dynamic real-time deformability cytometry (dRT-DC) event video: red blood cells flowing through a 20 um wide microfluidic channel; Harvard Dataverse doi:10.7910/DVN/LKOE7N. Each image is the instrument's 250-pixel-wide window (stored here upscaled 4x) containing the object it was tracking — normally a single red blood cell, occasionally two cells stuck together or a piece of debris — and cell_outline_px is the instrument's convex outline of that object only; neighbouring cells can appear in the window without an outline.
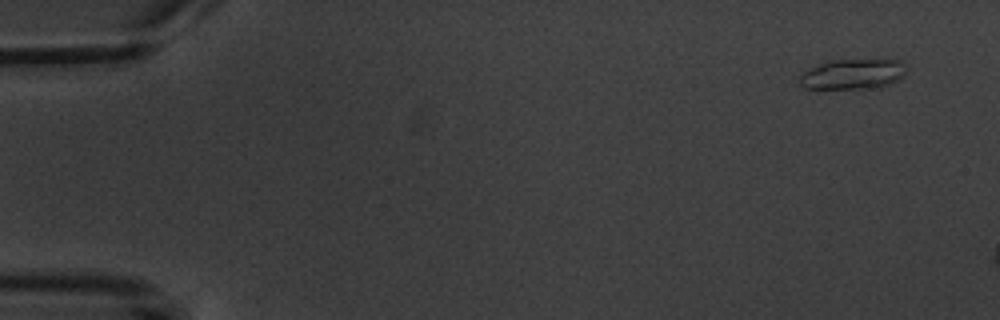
{"species": "common noctule bat (a hibernating species)", "species_latin": "Nyctalus noctula", "temperature_condition": "warm", "stored_images_in_passage": 6, "camera_frame_rate_fps": 3000, "um_per_image_px": 0.085, "animal": {"sex": "male", "body_mass_g": 20.1, "forearm_length_mm": 53.5}, "frame": {"image": 1, "passage_image": 1, "time_ms": 0.0, "image_size_px": [1000, 320], "cell_outline_px": [[908, 68], [904, 76], [880, 88], [804, 88], [800, 84], [800, 76], [804, 72], [828, 60], [900, 60], [908, 64]], "centroid_in_image_um": [72.56, 6.29], "position_along_channel_um": 12.4, "area_um2": 18.73}}